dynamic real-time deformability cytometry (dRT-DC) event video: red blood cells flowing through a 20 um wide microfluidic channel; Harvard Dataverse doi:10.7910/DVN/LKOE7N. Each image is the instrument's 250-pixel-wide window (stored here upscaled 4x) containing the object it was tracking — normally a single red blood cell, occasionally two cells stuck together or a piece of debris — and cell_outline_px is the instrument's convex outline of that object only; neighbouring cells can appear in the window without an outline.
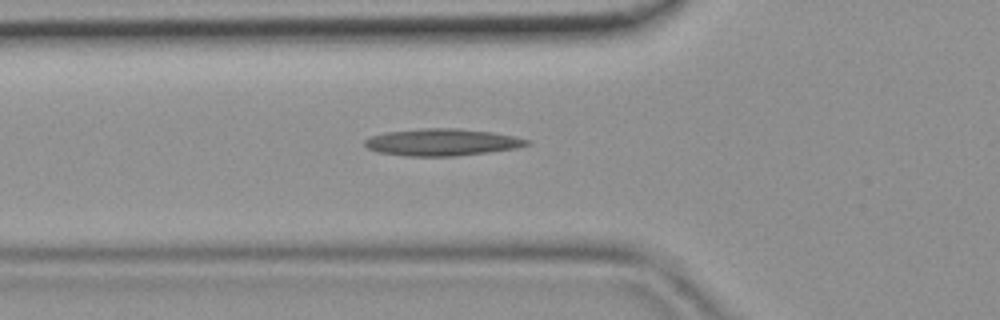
{"species": "common noctule bat (a hibernating species)", "species_latin": "Nyctalus noctula", "temperature_condition": "room temperature", "stored_images_in_passage": 29, "camera_frame_rate_fps": 3000, "um_per_image_px": 0.085, "animal": {"sex": "female", "body_mass_g": 19.9}, "frame": {"image": 1, "passage_image": 4, "time_ms": 1.0, "image_size_px": [1000, 320], "cell_outline_px": [[532, 144], [520, 148], [456, 156], [408, 156], [380, 152], [368, 148], [364, 144], [364, 140], [372, 136], [388, 132], [424, 128], [456, 128], [492, 132], [532, 140]], "centroid_in_image_um": [37.65, 12.09], "position_along_channel_um": 88.1, "area_um2": 25.43}}
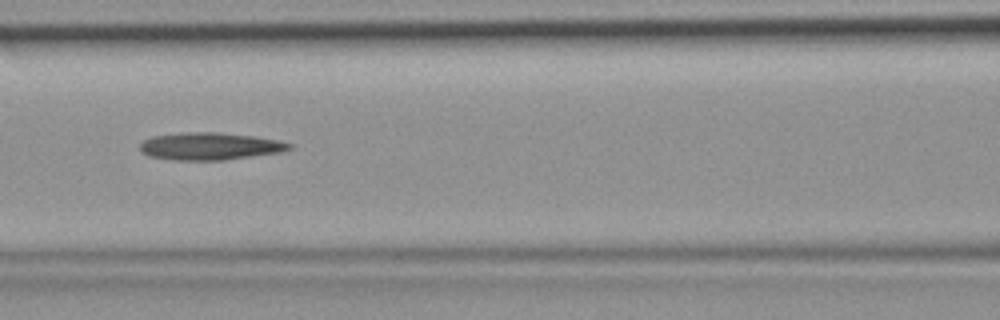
{"frame": {"image": 2, "passage_image": 8, "time_ms": 2.333, "image_size_px": [1000, 320], "cell_outline_px": [[292, 148], [280, 152], [224, 160], [172, 160], [148, 156], [140, 148], [140, 144], [144, 140], [152, 136], [192, 132], [220, 132], [256, 136], [276, 140], [292, 144]], "centroid_in_image_um": [17.84, 12.43], "position_along_channel_um": 148.8, "area_um2": 23.7}}
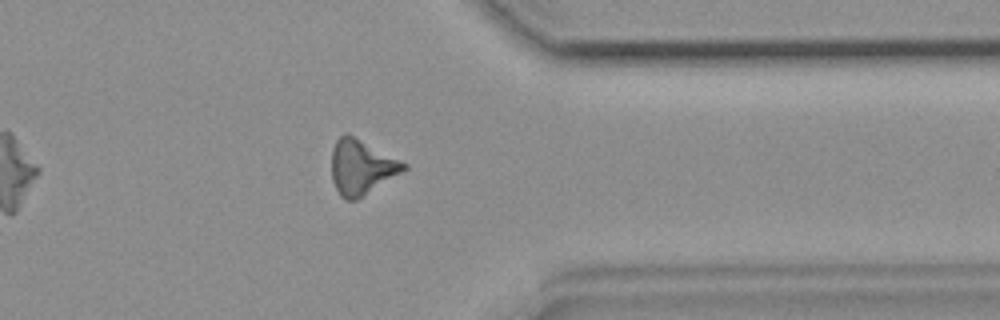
{"frame": {"image": 3, "passage_image": 24, "time_ms": 7.667, "image_size_px": [1000, 320], "cell_outline_px": [[408, 168], [356, 200], [344, 200], [340, 196], [332, 180], [332, 148], [336, 140], [344, 132], [348, 132], [408, 164]], "centroid_in_image_um": [30.7, 14.18], "position_along_channel_um": 380.7, "area_um2": 23.06}}